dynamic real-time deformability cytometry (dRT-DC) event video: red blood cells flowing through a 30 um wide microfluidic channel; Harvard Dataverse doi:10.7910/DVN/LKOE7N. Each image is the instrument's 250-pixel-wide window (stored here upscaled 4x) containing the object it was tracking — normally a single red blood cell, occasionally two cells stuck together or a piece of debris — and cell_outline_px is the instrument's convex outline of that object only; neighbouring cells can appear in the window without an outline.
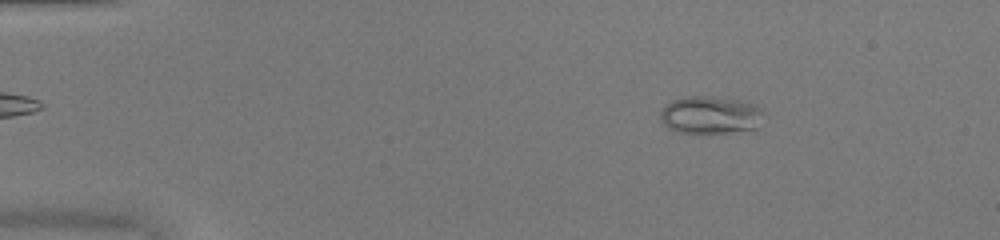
{"species": "common noctule bat (a hibernating species)", "species_latin": "Nyctalus noctula", "temperature_condition": "warm", "stored_images_in_passage": 51, "camera_frame_rate_fps": 3000, "um_per_image_px": 0.085, "animal": {"sex": "female", "body_mass_g": 20.0, "forearm_length_mm": 54.0}, "frame": {"image": 1, "passage_image": 8, "time_ms": 2.333, "image_size_px": [1000, 240], "cell_outline_px": [[764, 112], [756, 128], [728, 132], [676, 132], [668, 128], [660, 120], [660, 112], [672, 100], [684, 96], [712, 96], [740, 100], [756, 104]], "centroid_in_image_um": [60.37, 9.75], "position_along_channel_um": 24.6, "area_um2": 22.54}}
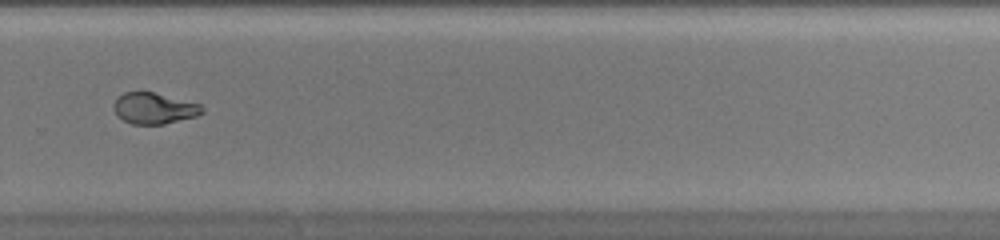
{"frame": {"image": 2, "passage_image": 36, "time_ms": 11.667, "image_size_px": [1000, 240], "cell_outline_px": [[204, 112], [196, 116], [164, 124], [132, 124], [124, 120], [116, 112], [112, 104], [124, 92], [140, 88], [200, 104], [204, 108]], "centroid_in_image_um": [13.09, 9.16], "position_along_channel_um": 316.7, "area_um2": 16.3}}
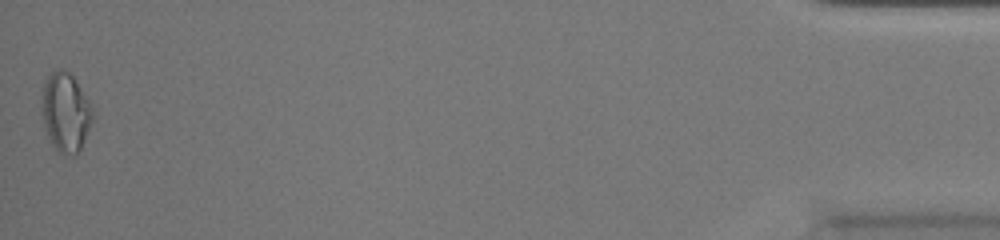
{"frame": {"image": 3, "passage_image": 51, "time_ms": 16.667, "image_size_px": [1000, 240], "cell_outline_px": [[92, 120], [80, 148], [72, 156], [60, 152], [52, 144], [44, 128], [44, 84], [48, 76], [52, 72], [60, 68], [68, 72], [72, 76], [88, 100], [92, 108]], "centroid_in_image_um": [5.59, 9.54], "position_along_channel_um": 429.6, "area_um2": 22.31}}